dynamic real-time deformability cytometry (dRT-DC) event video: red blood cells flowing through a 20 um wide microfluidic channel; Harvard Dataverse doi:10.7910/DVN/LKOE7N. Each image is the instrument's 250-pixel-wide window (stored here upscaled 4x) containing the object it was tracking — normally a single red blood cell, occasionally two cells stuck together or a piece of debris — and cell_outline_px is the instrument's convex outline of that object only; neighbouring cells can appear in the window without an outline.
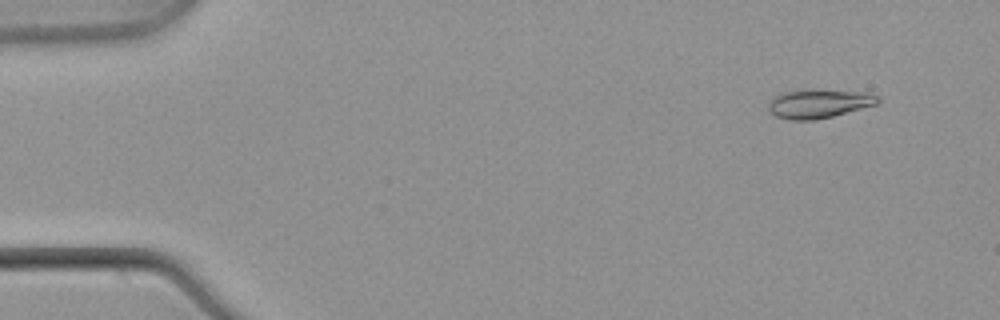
{"species": "common noctule bat (a hibernating species)", "species_latin": "Nyctalus noctula", "temperature_condition": "warm", "stored_images_in_passage": 15, "camera_frame_rate_fps": 3000, "um_per_image_px": 0.085, "animal": {"sex": "male", "body_mass_g": 21.5, "forearm_length_mm": 52.0}, "frame": {"image": 1, "passage_image": 5, "time_ms": 1.333, "image_size_px": [1000, 320], "cell_outline_px": [[880, 100], [876, 104], [832, 116], [816, 120], [792, 120], [776, 116], [768, 108], [768, 104], [772, 96], [784, 92], [804, 88], [812, 88], [868, 92], [880, 96]], "centroid_in_image_um": [69.6, 8.77], "position_along_channel_um": 15.4, "area_um2": 18.79}}